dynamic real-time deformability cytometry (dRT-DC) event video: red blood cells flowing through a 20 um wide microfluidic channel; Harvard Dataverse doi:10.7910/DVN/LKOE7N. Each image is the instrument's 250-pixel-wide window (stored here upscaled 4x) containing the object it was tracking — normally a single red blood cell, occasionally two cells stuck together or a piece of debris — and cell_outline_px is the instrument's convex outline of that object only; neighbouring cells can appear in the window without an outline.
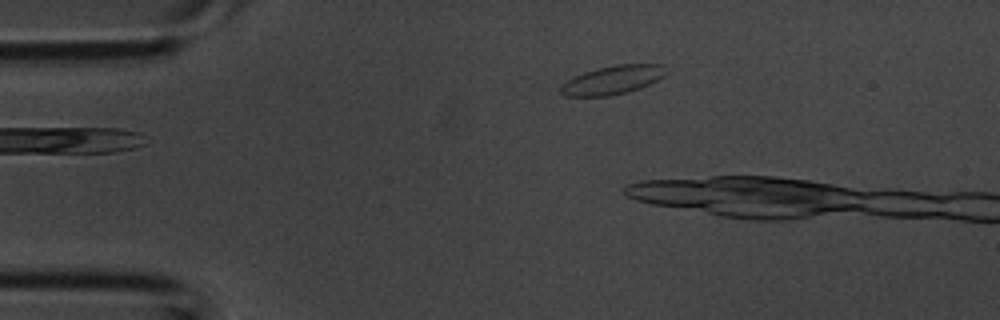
{"species": "common noctule bat (a hibernating species)", "species_latin": "Nyctalus noctula", "temperature_condition": "room temperature", "stored_images_in_passage": 4, "camera_frame_rate_fps": 3000, "um_per_image_px": 0.085, "animal": {"sex": "male", "body_mass_g": 20.1, "forearm_length_mm": 53.5}, "frame": {"image": 1, "passage_image": 4, "time_ms": 1.0, "image_size_px": [1000, 320], "cell_outline_px": [[668, 72], [664, 76], [640, 88], [628, 92], [608, 96], [564, 96], [560, 92], [560, 88], [568, 80], [584, 72], [616, 64], [664, 64]], "centroid_in_image_um": [52.11, 6.79], "position_along_channel_um": 32.9, "area_um2": 17.46}}